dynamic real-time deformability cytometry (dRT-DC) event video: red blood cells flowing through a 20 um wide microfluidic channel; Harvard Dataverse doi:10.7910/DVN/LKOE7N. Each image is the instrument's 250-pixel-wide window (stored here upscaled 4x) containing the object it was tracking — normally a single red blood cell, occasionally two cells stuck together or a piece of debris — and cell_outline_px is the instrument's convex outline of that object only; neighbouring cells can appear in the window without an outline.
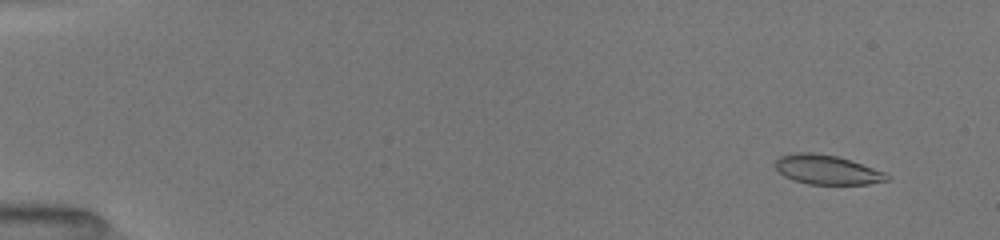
{"species": "common noctule bat (a hibernating species)", "species_latin": "Nyctalus noctula", "temperature_condition": "room temperature", "stored_images_in_passage": 44, "camera_frame_rate_fps": 3000, "um_per_image_px": 0.085, "animal": {"sex": "female", "body_mass_g": 19.5, "forearm_length_mm": 54.1}, "frame": {"image": 1, "passage_image": 2, "time_ms": 0.667, "image_size_px": [1000, 240], "cell_outline_px": [[892, 176], [888, 180], [868, 184], [808, 184], [784, 176], [772, 164], [780, 156], [796, 152], [812, 152], [836, 156], [884, 172]], "centroid_in_image_um": [70.26, 14.42], "position_along_channel_um": 14.7, "area_um2": 18.9}}
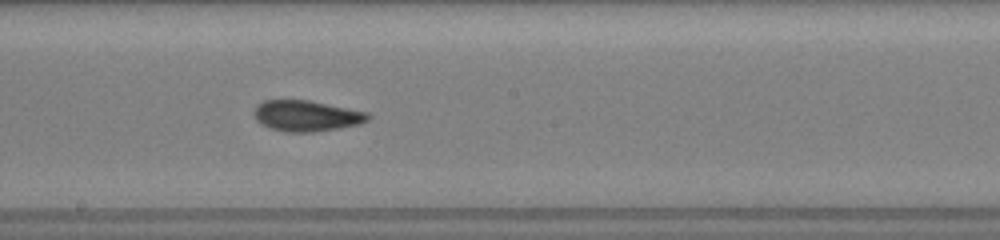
{"frame": {"image": 2, "passage_image": 24, "time_ms": 9.333, "image_size_px": [1000, 240], "cell_outline_px": [[372, 116], [368, 120], [360, 124], [340, 128], [312, 132], [284, 132], [268, 128], [260, 124], [256, 120], [252, 112], [256, 104], [264, 100], [308, 100], [368, 112]], "centroid_in_image_um": [26.01, 9.85], "position_along_channel_um": 222.2, "area_um2": 20.81}}
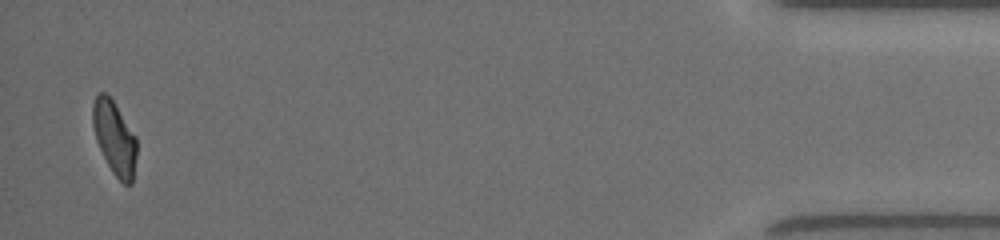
{"frame": {"image": 3, "passage_image": 44, "time_ms": 16.333, "image_size_px": [1000, 240], "cell_outline_px": [[136, 156], [132, 184], [124, 184], [112, 172], [96, 140], [92, 124], [92, 104], [96, 96], [100, 92], [104, 92], [112, 100], [136, 136]], "centroid_in_image_um": [9.72, 11.71], "position_along_channel_um": 425.5, "area_um2": 18.55}, "authors_computed_cell_mechanics": {"area_um2": 19.8254, "velocity_mm_per_s": 3.9866, "shape_relaxation_time_tau1_ms": null, "shape_relaxation_time_tau2_ms": 1.6988, "deformation_change_tau1": null, "deformation_change_tau2": 0.0655}}